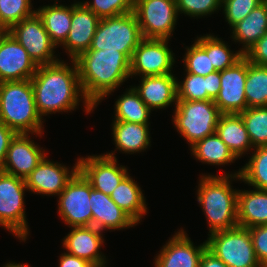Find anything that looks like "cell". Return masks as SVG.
I'll use <instances>...</instances> for the list:
<instances>
[{
  "mask_svg": "<svg viewBox=\"0 0 267 267\" xmlns=\"http://www.w3.org/2000/svg\"><path fill=\"white\" fill-rule=\"evenodd\" d=\"M0 30H9L1 21L0 19Z\"/></svg>",
  "mask_w": 267,
  "mask_h": 267,
  "instance_id": "obj_48",
  "label": "cell"
},
{
  "mask_svg": "<svg viewBox=\"0 0 267 267\" xmlns=\"http://www.w3.org/2000/svg\"><path fill=\"white\" fill-rule=\"evenodd\" d=\"M6 32H8V30H0V40L3 38Z\"/></svg>",
  "mask_w": 267,
  "mask_h": 267,
  "instance_id": "obj_49",
  "label": "cell"
},
{
  "mask_svg": "<svg viewBox=\"0 0 267 267\" xmlns=\"http://www.w3.org/2000/svg\"><path fill=\"white\" fill-rule=\"evenodd\" d=\"M244 57L253 64L267 66V33L244 53Z\"/></svg>",
  "mask_w": 267,
  "mask_h": 267,
  "instance_id": "obj_42",
  "label": "cell"
},
{
  "mask_svg": "<svg viewBox=\"0 0 267 267\" xmlns=\"http://www.w3.org/2000/svg\"><path fill=\"white\" fill-rule=\"evenodd\" d=\"M92 186L78 171L58 197V216L69 227L92 226Z\"/></svg>",
  "mask_w": 267,
  "mask_h": 267,
  "instance_id": "obj_10",
  "label": "cell"
},
{
  "mask_svg": "<svg viewBox=\"0 0 267 267\" xmlns=\"http://www.w3.org/2000/svg\"><path fill=\"white\" fill-rule=\"evenodd\" d=\"M75 62L83 94L94 108L130 78V59L122 52L87 50Z\"/></svg>",
  "mask_w": 267,
  "mask_h": 267,
  "instance_id": "obj_2",
  "label": "cell"
},
{
  "mask_svg": "<svg viewBox=\"0 0 267 267\" xmlns=\"http://www.w3.org/2000/svg\"><path fill=\"white\" fill-rule=\"evenodd\" d=\"M100 18L81 1L72 3L71 29L65 42L60 46L70 60L89 50L96 33Z\"/></svg>",
  "mask_w": 267,
  "mask_h": 267,
  "instance_id": "obj_18",
  "label": "cell"
},
{
  "mask_svg": "<svg viewBox=\"0 0 267 267\" xmlns=\"http://www.w3.org/2000/svg\"><path fill=\"white\" fill-rule=\"evenodd\" d=\"M79 171L77 158L74 166H66L63 163L48 159L47 155L38 166L25 179L28 191L31 194L43 196H58L67 186L69 181Z\"/></svg>",
  "mask_w": 267,
  "mask_h": 267,
  "instance_id": "obj_13",
  "label": "cell"
},
{
  "mask_svg": "<svg viewBox=\"0 0 267 267\" xmlns=\"http://www.w3.org/2000/svg\"><path fill=\"white\" fill-rule=\"evenodd\" d=\"M189 149L191 156L203 164L223 167L239 160L216 133L197 141Z\"/></svg>",
  "mask_w": 267,
  "mask_h": 267,
  "instance_id": "obj_29",
  "label": "cell"
},
{
  "mask_svg": "<svg viewBox=\"0 0 267 267\" xmlns=\"http://www.w3.org/2000/svg\"><path fill=\"white\" fill-rule=\"evenodd\" d=\"M262 3L263 0H222V14L231 29Z\"/></svg>",
  "mask_w": 267,
  "mask_h": 267,
  "instance_id": "obj_40",
  "label": "cell"
},
{
  "mask_svg": "<svg viewBox=\"0 0 267 267\" xmlns=\"http://www.w3.org/2000/svg\"><path fill=\"white\" fill-rule=\"evenodd\" d=\"M32 0H0V19L10 29L14 24L32 16L36 8Z\"/></svg>",
  "mask_w": 267,
  "mask_h": 267,
  "instance_id": "obj_37",
  "label": "cell"
},
{
  "mask_svg": "<svg viewBox=\"0 0 267 267\" xmlns=\"http://www.w3.org/2000/svg\"><path fill=\"white\" fill-rule=\"evenodd\" d=\"M246 76L245 57L234 66L220 71V91L214 103L221 114H240L248 108L245 97Z\"/></svg>",
  "mask_w": 267,
  "mask_h": 267,
  "instance_id": "obj_16",
  "label": "cell"
},
{
  "mask_svg": "<svg viewBox=\"0 0 267 267\" xmlns=\"http://www.w3.org/2000/svg\"><path fill=\"white\" fill-rule=\"evenodd\" d=\"M36 13L52 42L57 48L60 47L71 29L72 4L67 6L54 1L53 4L36 8Z\"/></svg>",
  "mask_w": 267,
  "mask_h": 267,
  "instance_id": "obj_27",
  "label": "cell"
},
{
  "mask_svg": "<svg viewBox=\"0 0 267 267\" xmlns=\"http://www.w3.org/2000/svg\"><path fill=\"white\" fill-rule=\"evenodd\" d=\"M69 61L68 65L60 58L53 64L39 65L31 78L36 108L43 120L56 112L70 113L78 109L80 102L86 114L95 109L83 94L75 60Z\"/></svg>",
  "mask_w": 267,
  "mask_h": 267,
  "instance_id": "obj_1",
  "label": "cell"
},
{
  "mask_svg": "<svg viewBox=\"0 0 267 267\" xmlns=\"http://www.w3.org/2000/svg\"><path fill=\"white\" fill-rule=\"evenodd\" d=\"M152 110L143 102L137 91L131 85L115 101L114 120L138 124H150Z\"/></svg>",
  "mask_w": 267,
  "mask_h": 267,
  "instance_id": "obj_30",
  "label": "cell"
},
{
  "mask_svg": "<svg viewBox=\"0 0 267 267\" xmlns=\"http://www.w3.org/2000/svg\"><path fill=\"white\" fill-rule=\"evenodd\" d=\"M0 122L18 133L43 134L31 80L0 82Z\"/></svg>",
  "mask_w": 267,
  "mask_h": 267,
  "instance_id": "obj_4",
  "label": "cell"
},
{
  "mask_svg": "<svg viewBox=\"0 0 267 267\" xmlns=\"http://www.w3.org/2000/svg\"><path fill=\"white\" fill-rule=\"evenodd\" d=\"M263 4L266 6L267 9V0H263Z\"/></svg>",
  "mask_w": 267,
  "mask_h": 267,
  "instance_id": "obj_50",
  "label": "cell"
},
{
  "mask_svg": "<svg viewBox=\"0 0 267 267\" xmlns=\"http://www.w3.org/2000/svg\"><path fill=\"white\" fill-rule=\"evenodd\" d=\"M224 174H202L196 190L197 202L208 224V235L216 231L230 230L238 226V191L233 181H240V168Z\"/></svg>",
  "mask_w": 267,
  "mask_h": 267,
  "instance_id": "obj_3",
  "label": "cell"
},
{
  "mask_svg": "<svg viewBox=\"0 0 267 267\" xmlns=\"http://www.w3.org/2000/svg\"><path fill=\"white\" fill-rule=\"evenodd\" d=\"M252 146H267V107L247 108L239 114Z\"/></svg>",
  "mask_w": 267,
  "mask_h": 267,
  "instance_id": "obj_34",
  "label": "cell"
},
{
  "mask_svg": "<svg viewBox=\"0 0 267 267\" xmlns=\"http://www.w3.org/2000/svg\"><path fill=\"white\" fill-rule=\"evenodd\" d=\"M248 229L256 257L262 267H267V224Z\"/></svg>",
  "mask_w": 267,
  "mask_h": 267,
  "instance_id": "obj_41",
  "label": "cell"
},
{
  "mask_svg": "<svg viewBox=\"0 0 267 267\" xmlns=\"http://www.w3.org/2000/svg\"><path fill=\"white\" fill-rule=\"evenodd\" d=\"M176 5L179 15L198 19L221 11L222 0H176Z\"/></svg>",
  "mask_w": 267,
  "mask_h": 267,
  "instance_id": "obj_39",
  "label": "cell"
},
{
  "mask_svg": "<svg viewBox=\"0 0 267 267\" xmlns=\"http://www.w3.org/2000/svg\"><path fill=\"white\" fill-rule=\"evenodd\" d=\"M36 69L26 50L6 32L0 40V82L31 80Z\"/></svg>",
  "mask_w": 267,
  "mask_h": 267,
  "instance_id": "obj_19",
  "label": "cell"
},
{
  "mask_svg": "<svg viewBox=\"0 0 267 267\" xmlns=\"http://www.w3.org/2000/svg\"><path fill=\"white\" fill-rule=\"evenodd\" d=\"M207 249L227 267H262L248 228L235 227L208 235Z\"/></svg>",
  "mask_w": 267,
  "mask_h": 267,
  "instance_id": "obj_8",
  "label": "cell"
},
{
  "mask_svg": "<svg viewBox=\"0 0 267 267\" xmlns=\"http://www.w3.org/2000/svg\"><path fill=\"white\" fill-rule=\"evenodd\" d=\"M169 39L143 38L130 60V78L173 74L175 53Z\"/></svg>",
  "mask_w": 267,
  "mask_h": 267,
  "instance_id": "obj_11",
  "label": "cell"
},
{
  "mask_svg": "<svg viewBox=\"0 0 267 267\" xmlns=\"http://www.w3.org/2000/svg\"><path fill=\"white\" fill-rule=\"evenodd\" d=\"M81 2L103 19L132 12L135 0H83Z\"/></svg>",
  "mask_w": 267,
  "mask_h": 267,
  "instance_id": "obj_38",
  "label": "cell"
},
{
  "mask_svg": "<svg viewBox=\"0 0 267 267\" xmlns=\"http://www.w3.org/2000/svg\"><path fill=\"white\" fill-rule=\"evenodd\" d=\"M79 171L90 182L92 188L110 195L129 174L128 167L118 164L117 158L101 155L78 157Z\"/></svg>",
  "mask_w": 267,
  "mask_h": 267,
  "instance_id": "obj_14",
  "label": "cell"
},
{
  "mask_svg": "<svg viewBox=\"0 0 267 267\" xmlns=\"http://www.w3.org/2000/svg\"><path fill=\"white\" fill-rule=\"evenodd\" d=\"M238 226L250 228L267 224V190L238 191Z\"/></svg>",
  "mask_w": 267,
  "mask_h": 267,
  "instance_id": "obj_24",
  "label": "cell"
},
{
  "mask_svg": "<svg viewBox=\"0 0 267 267\" xmlns=\"http://www.w3.org/2000/svg\"><path fill=\"white\" fill-rule=\"evenodd\" d=\"M8 32L21 44L37 66L53 64L60 60L58 55H55L57 47L36 12L14 24Z\"/></svg>",
  "mask_w": 267,
  "mask_h": 267,
  "instance_id": "obj_12",
  "label": "cell"
},
{
  "mask_svg": "<svg viewBox=\"0 0 267 267\" xmlns=\"http://www.w3.org/2000/svg\"><path fill=\"white\" fill-rule=\"evenodd\" d=\"M183 80L177 77V100L197 101V100H212L207 95L206 76H199L192 73H187ZM179 79V80H178Z\"/></svg>",
  "mask_w": 267,
  "mask_h": 267,
  "instance_id": "obj_35",
  "label": "cell"
},
{
  "mask_svg": "<svg viewBox=\"0 0 267 267\" xmlns=\"http://www.w3.org/2000/svg\"><path fill=\"white\" fill-rule=\"evenodd\" d=\"M207 95L215 100L220 91V71H214L206 76Z\"/></svg>",
  "mask_w": 267,
  "mask_h": 267,
  "instance_id": "obj_45",
  "label": "cell"
},
{
  "mask_svg": "<svg viewBox=\"0 0 267 267\" xmlns=\"http://www.w3.org/2000/svg\"><path fill=\"white\" fill-rule=\"evenodd\" d=\"M232 41L242 45L239 50L244 54L260 38L267 33V9L262 3L253 9L241 22H238L230 29Z\"/></svg>",
  "mask_w": 267,
  "mask_h": 267,
  "instance_id": "obj_26",
  "label": "cell"
},
{
  "mask_svg": "<svg viewBox=\"0 0 267 267\" xmlns=\"http://www.w3.org/2000/svg\"><path fill=\"white\" fill-rule=\"evenodd\" d=\"M2 267H32L28 264H23V263H15V262H7L5 263Z\"/></svg>",
  "mask_w": 267,
  "mask_h": 267,
  "instance_id": "obj_47",
  "label": "cell"
},
{
  "mask_svg": "<svg viewBox=\"0 0 267 267\" xmlns=\"http://www.w3.org/2000/svg\"><path fill=\"white\" fill-rule=\"evenodd\" d=\"M215 133L239 159L254 149L239 114H221Z\"/></svg>",
  "mask_w": 267,
  "mask_h": 267,
  "instance_id": "obj_25",
  "label": "cell"
},
{
  "mask_svg": "<svg viewBox=\"0 0 267 267\" xmlns=\"http://www.w3.org/2000/svg\"><path fill=\"white\" fill-rule=\"evenodd\" d=\"M129 173L110 194L111 199L137 224L148 212L146 198L140 185Z\"/></svg>",
  "mask_w": 267,
  "mask_h": 267,
  "instance_id": "obj_28",
  "label": "cell"
},
{
  "mask_svg": "<svg viewBox=\"0 0 267 267\" xmlns=\"http://www.w3.org/2000/svg\"><path fill=\"white\" fill-rule=\"evenodd\" d=\"M58 267H95L88 260L79 258L64 251L58 259Z\"/></svg>",
  "mask_w": 267,
  "mask_h": 267,
  "instance_id": "obj_44",
  "label": "cell"
},
{
  "mask_svg": "<svg viewBox=\"0 0 267 267\" xmlns=\"http://www.w3.org/2000/svg\"><path fill=\"white\" fill-rule=\"evenodd\" d=\"M249 161L240 168V179L248 186L267 190V146L255 147Z\"/></svg>",
  "mask_w": 267,
  "mask_h": 267,
  "instance_id": "obj_33",
  "label": "cell"
},
{
  "mask_svg": "<svg viewBox=\"0 0 267 267\" xmlns=\"http://www.w3.org/2000/svg\"><path fill=\"white\" fill-rule=\"evenodd\" d=\"M195 41L210 55L211 64L216 71L230 68L244 57L241 50H231L224 39L213 33L197 36Z\"/></svg>",
  "mask_w": 267,
  "mask_h": 267,
  "instance_id": "obj_31",
  "label": "cell"
},
{
  "mask_svg": "<svg viewBox=\"0 0 267 267\" xmlns=\"http://www.w3.org/2000/svg\"><path fill=\"white\" fill-rule=\"evenodd\" d=\"M103 233L93 226L71 227L61 244L67 253L86 259L95 267H106L108 259L101 252Z\"/></svg>",
  "mask_w": 267,
  "mask_h": 267,
  "instance_id": "obj_20",
  "label": "cell"
},
{
  "mask_svg": "<svg viewBox=\"0 0 267 267\" xmlns=\"http://www.w3.org/2000/svg\"><path fill=\"white\" fill-rule=\"evenodd\" d=\"M16 134L14 130L0 122V170L5 162L10 142Z\"/></svg>",
  "mask_w": 267,
  "mask_h": 267,
  "instance_id": "obj_43",
  "label": "cell"
},
{
  "mask_svg": "<svg viewBox=\"0 0 267 267\" xmlns=\"http://www.w3.org/2000/svg\"><path fill=\"white\" fill-rule=\"evenodd\" d=\"M26 182L0 170V226L25 242L30 229L25 211Z\"/></svg>",
  "mask_w": 267,
  "mask_h": 267,
  "instance_id": "obj_7",
  "label": "cell"
},
{
  "mask_svg": "<svg viewBox=\"0 0 267 267\" xmlns=\"http://www.w3.org/2000/svg\"><path fill=\"white\" fill-rule=\"evenodd\" d=\"M245 97L248 108L267 107V66L247 60Z\"/></svg>",
  "mask_w": 267,
  "mask_h": 267,
  "instance_id": "obj_32",
  "label": "cell"
},
{
  "mask_svg": "<svg viewBox=\"0 0 267 267\" xmlns=\"http://www.w3.org/2000/svg\"><path fill=\"white\" fill-rule=\"evenodd\" d=\"M143 36L135 13L100 20L89 50H111L124 53L130 60Z\"/></svg>",
  "mask_w": 267,
  "mask_h": 267,
  "instance_id": "obj_6",
  "label": "cell"
},
{
  "mask_svg": "<svg viewBox=\"0 0 267 267\" xmlns=\"http://www.w3.org/2000/svg\"><path fill=\"white\" fill-rule=\"evenodd\" d=\"M172 124L191 147L216 131L221 115L214 100H177Z\"/></svg>",
  "mask_w": 267,
  "mask_h": 267,
  "instance_id": "obj_5",
  "label": "cell"
},
{
  "mask_svg": "<svg viewBox=\"0 0 267 267\" xmlns=\"http://www.w3.org/2000/svg\"><path fill=\"white\" fill-rule=\"evenodd\" d=\"M188 236L183 228L178 229L154 257V267H199L206 240L196 246Z\"/></svg>",
  "mask_w": 267,
  "mask_h": 267,
  "instance_id": "obj_17",
  "label": "cell"
},
{
  "mask_svg": "<svg viewBox=\"0 0 267 267\" xmlns=\"http://www.w3.org/2000/svg\"><path fill=\"white\" fill-rule=\"evenodd\" d=\"M111 126L115 149L104 153L106 156L117 158L116 151L132 155L151 147L150 124L112 121Z\"/></svg>",
  "mask_w": 267,
  "mask_h": 267,
  "instance_id": "obj_23",
  "label": "cell"
},
{
  "mask_svg": "<svg viewBox=\"0 0 267 267\" xmlns=\"http://www.w3.org/2000/svg\"><path fill=\"white\" fill-rule=\"evenodd\" d=\"M133 12L143 38L171 39L179 19L176 0H135Z\"/></svg>",
  "mask_w": 267,
  "mask_h": 267,
  "instance_id": "obj_9",
  "label": "cell"
},
{
  "mask_svg": "<svg viewBox=\"0 0 267 267\" xmlns=\"http://www.w3.org/2000/svg\"><path fill=\"white\" fill-rule=\"evenodd\" d=\"M199 267H227L219 258L206 249L200 259Z\"/></svg>",
  "mask_w": 267,
  "mask_h": 267,
  "instance_id": "obj_46",
  "label": "cell"
},
{
  "mask_svg": "<svg viewBox=\"0 0 267 267\" xmlns=\"http://www.w3.org/2000/svg\"><path fill=\"white\" fill-rule=\"evenodd\" d=\"M30 135L41 138L43 134H16L10 142L2 171L25 180L47 155L45 148L35 143Z\"/></svg>",
  "mask_w": 267,
  "mask_h": 267,
  "instance_id": "obj_15",
  "label": "cell"
},
{
  "mask_svg": "<svg viewBox=\"0 0 267 267\" xmlns=\"http://www.w3.org/2000/svg\"><path fill=\"white\" fill-rule=\"evenodd\" d=\"M89 203L92 211V226L100 231L128 229L138 225L110 197L92 188Z\"/></svg>",
  "mask_w": 267,
  "mask_h": 267,
  "instance_id": "obj_21",
  "label": "cell"
},
{
  "mask_svg": "<svg viewBox=\"0 0 267 267\" xmlns=\"http://www.w3.org/2000/svg\"><path fill=\"white\" fill-rule=\"evenodd\" d=\"M177 77L175 74H164L156 76L141 77L137 86L133 88L137 91L143 102L152 110L175 108L177 103Z\"/></svg>",
  "mask_w": 267,
  "mask_h": 267,
  "instance_id": "obj_22",
  "label": "cell"
},
{
  "mask_svg": "<svg viewBox=\"0 0 267 267\" xmlns=\"http://www.w3.org/2000/svg\"><path fill=\"white\" fill-rule=\"evenodd\" d=\"M185 50L182 62L187 73L207 76L216 71L211 64L210 55H207L206 51L196 41L191 46H186Z\"/></svg>",
  "mask_w": 267,
  "mask_h": 267,
  "instance_id": "obj_36",
  "label": "cell"
}]
</instances>
